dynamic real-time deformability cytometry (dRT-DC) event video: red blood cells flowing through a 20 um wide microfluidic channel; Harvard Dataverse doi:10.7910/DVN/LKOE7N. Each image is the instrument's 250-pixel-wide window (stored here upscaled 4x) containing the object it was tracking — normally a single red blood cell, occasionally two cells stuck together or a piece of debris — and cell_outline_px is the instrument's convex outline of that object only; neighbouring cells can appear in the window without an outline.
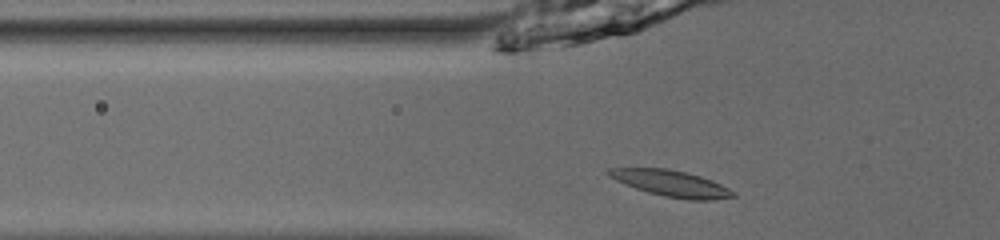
{"species": "common noctule bat (a hibernating species)", "species_latin": "Nyctalus noctula", "temperature_condition": "room temperature", "stored_images_in_passage": 35, "camera_frame_rate_fps": 3000, "um_per_image_px": 0.085, "animal": {"sex": "male", "body_mass_g": 13.0, "forearm_length_mm": 53.1}, "frame": {"image": 1, "passage_image": 2, "time_ms": 0.333, "image_size_px": [1000, 240], "cell_outline_px": [[736, 196], [712, 200], [688, 200], [664, 196], [648, 192], [624, 184], [608, 176], [604, 172], [608, 168], [668, 168], [688, 172], [712, 180], [736, 192]], "centroid_in_image_um": [57.04, 15.58], "position_along_channel_um": 68.8, "area_um2": 19.13}}
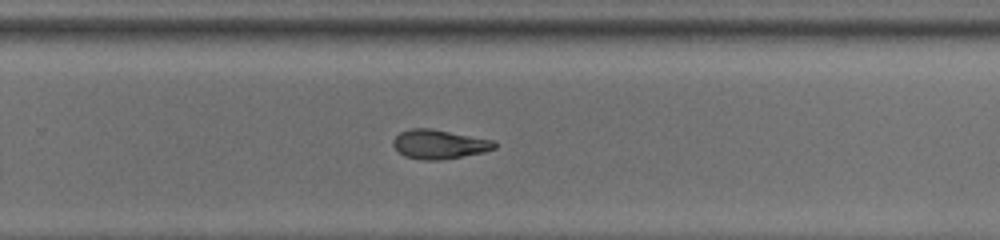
{"frame": {"image": 2, "passage_image": 19, "time_ms": 6.0, "image_size_px": [1000, 240], "cell_outline_px": [[496, 148], [484, 152], [440, 160], [424, 160], [404, 156], [392, 144], [392, 140], [400, 132], [412, 128], [428, 128], [496, 140]], "centroid_in_image_um": [37.35, 12.26], "position_along_channel_um": 292.5, "area_um2": 17.17}}
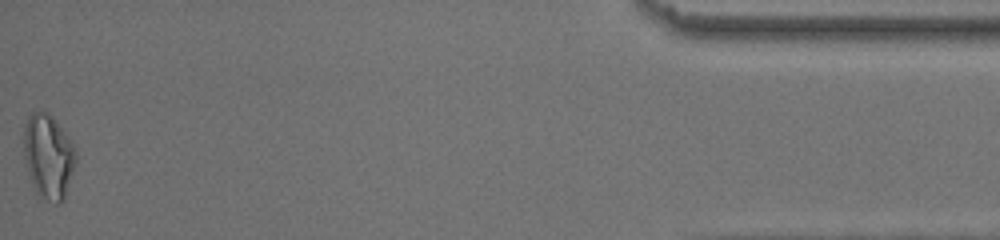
{"frame": {"image": 3, "passage_image": 35, "time_ms": 11.333, "image_size_px": [1000, 240], "cell_outline_px": [[76, 160], [64, 200], [60, 204], [56, 204], [48, 200], [36, 192], [32, 184], [28, 172], [24, 156], [24, 124], [28, 116], [32, 112], [48, 112], [52, 116], [68, 136], [76, 152]], "centroid_in_image_um": [4.11, 13.29], "position_along_channel_um": 431.1, "area_um2": 25.43}, "authors_computed_cell_mechanics": {"area_um2": 17.5712, "velocity_mm_per_s": 3.9783, "shape_relaxation_time_tau1_ms": 8.594, "shape_relaxation_time_tau2_ms": null, "deformation_change_tau1": 0.2393, "deformation_change_tau2": null}}